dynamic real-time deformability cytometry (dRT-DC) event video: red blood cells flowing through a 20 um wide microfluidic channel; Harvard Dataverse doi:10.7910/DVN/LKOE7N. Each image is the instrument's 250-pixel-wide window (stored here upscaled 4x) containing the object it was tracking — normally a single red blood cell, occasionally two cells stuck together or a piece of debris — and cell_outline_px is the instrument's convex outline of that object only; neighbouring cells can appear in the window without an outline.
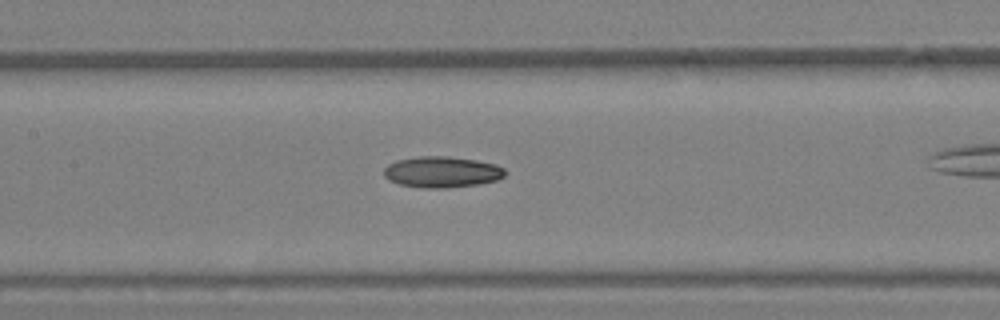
{"species": "Egyptian fruit bat (a non-hibernating species)", "species_latin": "Rousettus aegyptiacus", "temperature_condition": "warm", "stored_images_in_passage": 28, "camera_frame_rate_fps": 3000, "um_per_image_px": 0.085, "animal": {"sex": "female"}, "frame": {"image": 1, "passage_image": 16, "time_ms": 5.0, "image_size_px": [1000, 320], "cell_outline_px": [[504, 176], [496, 180], [480, 184], [448, 188], [424, 188], [400, 184], [388, 180], [384, 176], [384, 168], [388, 164], [396, 160], [420, 156], [448, 156], [476, 160], [496, 164], [504, 168]], "centroid_in_image_um": [37.55, 14.62], "position_along_channel_um": 169.9, "area_um2": 22.02}}
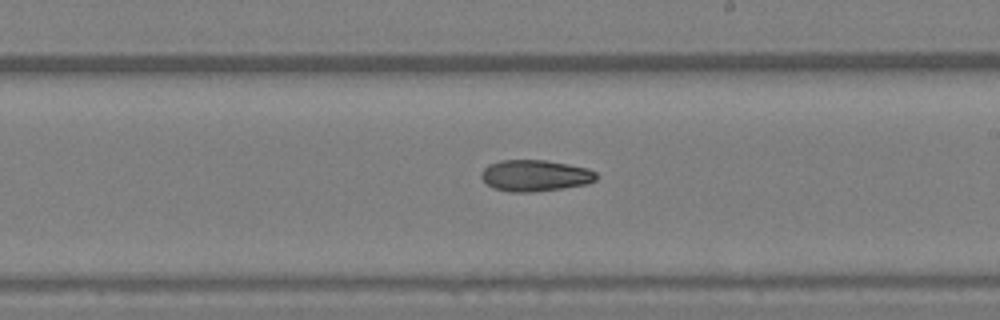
{"frame": {"image": 2, "passage_image": 20, "time_ms": 6.333, "image_size_px": [1000, 320], "cell_outline_px": [[596, 180], [588, 184], [532, 192], [512, 192], [492, 188], [480, 176], [480, 172], [488, 164], [500, 160], [544, 160], [568, 164], [588, 168], [596, 172]], "centroid_in_image_um": [45.46, 14.92], "position_along_channel_um": 243.5, "area_um2": 21.04}}